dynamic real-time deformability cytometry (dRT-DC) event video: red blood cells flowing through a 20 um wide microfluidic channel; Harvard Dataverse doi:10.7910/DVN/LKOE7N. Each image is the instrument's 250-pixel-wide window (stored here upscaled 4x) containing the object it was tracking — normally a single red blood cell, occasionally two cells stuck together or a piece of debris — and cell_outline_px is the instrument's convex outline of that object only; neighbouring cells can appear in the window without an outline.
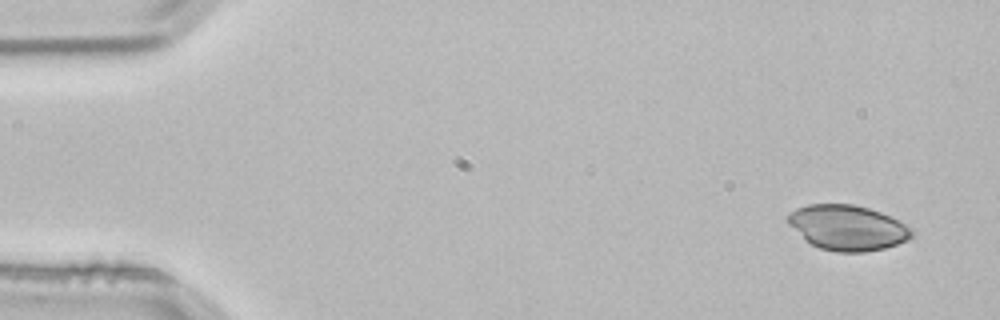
{"species": "common noctule bat (a hibernating species)", "species_latin": "Nyctalus noctula", "temperature_condition": "room temperature", "stored_images_in_passage": 2, "segment_of_instrument_passage": [2, 2], "camera_frame_rate_fps": 3000, "um_per_image_px": 0.085, "animal": {"sex": "male", "body_mass_g": 21.5, "forearm_length_mm": 52.0}, "frame": {"image": 1, "passage_image": 2, "time_ms": 0.333, "image_size_px": [1000, 320], "cell_outline_px": [[912, 236], [908, 240], [884, 248], [864, 252], [836, 252], [820, 248], [804, 240], [784, 220], [796, 208], [808, 204], [852, 204], [868, 208], [880, 212], [912, 228]], "centroid_in_image_um": [72.0, 19.35], "position_along_channel_um": 13.0, "area_um2": 32.48}}